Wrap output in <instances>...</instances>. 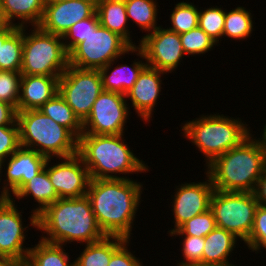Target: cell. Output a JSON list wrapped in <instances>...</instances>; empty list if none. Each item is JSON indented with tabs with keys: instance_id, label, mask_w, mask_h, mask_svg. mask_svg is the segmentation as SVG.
I'll return each mask as SVG.
<instances>
[{
	"instance_id": "cell-1",
	"label": "cell",
	"mask_w": 266,
	"mask_h": 266,
	"mask_svg": "<svg viewBox=\"0 0 266 266\" xmlns=\"http://www.w3.org/2000/svg\"><path fill=\"white\" fill-rule=\"evenodd\" d=\"M143 184L131 179H90L86 196L106 236L131 239ZM140 203V204H139Z\"/></svg>"
},
{
	"instance_id": "cell-2",
	"label": "cell",
	"mask_w": 266,
	"mask_h": 266,
	"mask_svg": "<svg viewBox=\"0 0 266 266\" xmlns=\"http://www.w3.org/2000/svg\"><path fill=\"white\" fill-rule=\"evenodd\" d=\"M42 240L60 245L71 242L89 244L106 237L92 211L89 198H59L37 215Z\"/></svg>"
},
{
	"instance_id": "cell-3",
	"label": "cell",
	"mask_w": 266,
	"mask_h": 266,
	"mask_svg": "<svg viewBox=\"0 0 266 266\" xmlns=\"http://www.w3.org/2000/svg\"><path fill=\"white\" fill-rule=\"evenodd\" d=\"M251 133L238 146L216 157L205 172L215 190L254 192L266 169V157L259 139Z\"/></svg>"
},
{
	"instance_id": "cell-4",
	"label": "cell",
	"mask_w": 266,
	"mask_h": 266,
	"mask_svg": "<svg viewBox=\"0 0 266 266\" xmlns=\"http://www.w3.org/2000/svg\"><path fill=\"white\" fill-rule=\"evenodd\" d=\"M123 136L81 134L78 154L88 169L90 179H130L126 174L150 170L147 163L128 147Z\"/></svg>"
},
{
	"instance_id": "cell-5",
	"label": "cell",
	"mask_w": 266,
	"mask_h": 266,
	"mask_svg": "<svg viewBox=\"0 0 266 266\" xmlns=\"http://www.w3.org/2000/svg\"><path fill=\"white\" fill-rule=\"evenodd\" d=\"M216 114L201 115L182 123L181 127L183 136L205 156L206 166L216 157L238 146L251 134V127H247L246 122H242L240 118Z\"/></svg>"
},
{
	"instance_id": "cell-6",
	"label": "cell",
	"mask_w": 266,
	"mask_h": 266,
	"mask_svg": "<svg viewBox=\"0 0 266 266\" xmlns=\"http://www.w3.org/2000/svg\"><path fill=\"white\" fill-rule=\"evenodd\" d=\"M21 147L47 158H62L78 153V139L40 110L18 111Z\"/></svg>"
},
{
	"instance_id": "cell-7",
	"label": "cell",
	"mask_w": 266,
	"mask_h": 266,
	"mask_svg": "<svg viewBox=\"0 0 266 266\" xmlns=\"http://www.w3.org/2000/svg\"><path fill=\"white\" fill-rule=\"evenodd\" d=\"M23 27L22 75L61 76L69 66V54L61 36L33 26Z\"/></svg>"
},
{
	"instance_id": "cell-8",
	"label": "cell",
	"mask_w": 266,
	"mask_h": 266,
	"mask_svg": "<svg viewBox=\"0 0 266 266\" xmlns=\"http://www.w3.org/2000/svg\"><path fill=\"white\" fill-rule=\"evenodd\" d=\"M258 205L253 192L215 190L210 210L217 227L229 231L245 243L250 236Z\"/></svg>"
},
{
	"instance_id": "cell-9",
	"label": "cell",
	"mask_w": 266,
	"mask_h": 266,
	"mask_svg": "<svg viewBox=\"0 0 266 266\" xmlns=\"http://www.w3.org/2000/svg\"><path fill=\"white\" fill-rule=\"evenodd\" d=\"M130 53L132 47L122 37L100 25L69 53V65L80 69H100Z\"/></svg>"
},
{
	"instance_id": "cell-10",
	"label": "cell",
	"mask_w": 266,
	"mask_h": 266,
	"mask_svg": "<svg viewBox=\"0 0 266 266\" xmlns=\"http://www.w3.org/2000/svg\"><path fill=\"white\" fill-rule=\"evenodd\" d=\"M103 86L98 69H80L69 65L60 76L58 93L83 122L102 93Z\"/></svg>"
},
{
	"instance_id": "cell-11",
	"label": "cell",
	"mask_w": 266,
	"mask_h": 266,
	"mask_svg": "<svg viewBox=\"0 0 266 266\" xmlns=\"http://www.w3.org/2000/svg\"><path fill=\"white\" fill-rule=\"evenodd\" d=\"M127 101L125 95L103 90L94 102L89 116L82 122V134H124L130 115Z\"/></svg>"
},
{
	"instance_id": "cell-12",
	"label": "cell",
	"mask_w": 266,
	"mask_h": 266,
	"mask_svg": "<svg viewBox=\"0 0 266 266\" xmlns=\"http://www.w3.org/2000/svg\"><path fill=\"white\" fill-rule=\"evenodd\" d=\"M139 42L138 47L143 51L147 65L166 73L175 71L186 55L180 34L161 25L153 32L146 33Z\"/></svg>"
},
{
	"instance_id": "cell-13",
	"label": "cell",
	"mask_w": 266,
	"mask_h": 266,
	"mask_svg": "<svg viewBox=\"0 0 266 266\" xmlns=\"http://www.w3.org/2000/svg\"><path fill=\"white\" fill-rule=\"evenodd\" d=\"M57 162L53 165L48 158L45 168L49 179L59 198H79L86 195L90 176L87 167L78 153L62 158H56ZM51 165V166H50Z\"/></svg>"
},
{
	"instance_id": "cell-14",
	"label": "cell",
	"mask_w": 266,
	"mask_h": 266,
	"mask_svg": "<svg viewBox=\"0 0 266 266\" xmlns=\"http://www.w3.org/2000/svg\"><path fill=\"white\" fill-rule=\"evenodd\" d=\"M206 177L204 182H189L179 184L175 189L172 212L174 215V228L168 234L177 230L183 223L194 216L202 214L210 209V202L215 191L210 176L204 172Z\"/></svg>"
},
{
	"instance_id": "cell-15",
	"label": "cell",
	"mask_w": 266,
	"mask_h": 266,
	"mask_svg": "<svg viewBox=\"0 0 266 266\" xmlns=\"http://www.w3.org/2000/svg\"><path fill=\"white\" fill-rule=\"evenodd\" d=\"M15 201L13 197L9 201L0 203V256L13 258L25 264L31 248L23 245L29 227L24 226L22 212L17 209Z\"/></svg>"
},
{
	"instance_id": "cell-16",
	"label": "cell",
	"mask_w": 266,
	"mask_h": 266,
	"mask_svg": "<svg viewBox=\"0 0 266 266\" xmlns=\"http://www.w3.org/2000/svg\"><path fill=\"white\" fill-rule=\"evenodd\" d=\"M96 1L45 2L44 14L38 27L44 32L63 37L71 26L96 12Z\"/></svg>"
},
{
	"instance_id": "cell-17",
	"label": "cell",
	"mask_w": 266,
	"mask_h": 266,
	"mask_svg": "<svg viewBox=\"0 0 266 266\" xmlns=\"http://www.w3.org/2000/svg\"><path fill=\"white\" fill-rule=\"evenodd\" d=\"M7 159L1 162L2 168L6 169L4 177L7 179L2 183L0 195H14L25 183L45 168L48 160L44 155L23 147Z\"/></svg>"
},
{
	"instance_id": "cell-18",
	"label": "cell",
	"mask_w": 266,
	"mask_h": 266,
	"mask_svg": "<svg viewBox=\"0 0 266 266\" xmlns=\"http://www.w3.org/2000/svg\"><path fill=\"white\" fill-rule=\"evenodd\" d=\"M167 73L161 70L146 66L138 76L133 87L126 93L125 97L132 103L137 116L142 121L150 122L152 115L154 114V107L157 103V99L161 95V77Z\"/></svg>"
},
{
	"instance_id": "cell-19",
	"label": "cell",
	"mask_w": 266,
	"mask_h": 266,
	"mask_svg": "<svg viewBox=\"0 0 266 266\" xmlns=\"http://www.w3.org/2000/svg\"><path fill=\"white\" fill-rule=\"evenodd\" d=\"M60 76L22 75L18 111L38 110L58 93Z\"/></svg>"
},
{
	"instance_id": "cell-20",
	"label": "cell",
	"mask_w": 266,
	"mask_h": 266,
	"mask_svg": "<svg viewBox=\"0 0 266 266\" xmlns=\"http://www.w3.org/2000/svg\"><path fill=\"white\" fill-rule=\"evenodd\" d=\"M132 53H135L137 56H139L141 60L138 58V61H136L135 59L130 67L127 64H119L118 66L114 67L113 64L115 61L117 62L116 59L111 61L103 68L98 69L104 91L126 95V93L133 87L138 79L139 74L147 66V62L142 61V59H145V56L139 47H132Z\"/></svg>"
},
{
	"instance_id": "cell-21",
	"label": "cell",
	"mask_w": 266,
	"mask_h": 266,
	"mask_svg": "<svg viewBox=\"0 0 266 266\" xmlns=\"http://www.w3.org/2000/svg\"><path fill=\"white\" fill-rule=\"evenodd\" d=\"M16 199H24L26 197H33L38 206L31 210L29 216L30 225L37 229V215L40 214L47 206L56 202L59 197L53 188V185L49 179L48 172L44 168L36 176L25 183L14 195Z\"/></svg>"
},
{
	"instance_id": "cell-22",
	"label": "cell",
	"mask_w": 266,
	"mask_h": 266,
	"mask_svg": "<svg viewBox=\"0 0 266 266\" xmlns=\"http://www.w3.org/2000/svg\"><path fill=\"white\" fill-rule=\"evenodd\" d=\"M96 13L101 26L118 34L131 47L139 46L130 37L125 0H97Z\"/></svg>"
},
{
	"instance_id": "cell-23",
	"label": "cell",
	"mask_w": 266,
	"mask_h": 266,
	"mask_svg": "<svg viewBox=\"0 0 266 266\" xmlns=\"http://www.w3.org/2000/svg\"><path fill=\"white\" fill-rule=\"evenodd\" d=\"M45 2V0H1L2 12L9 24L18 27L38 26L44 14ZM16 20L21 22H14Z\"/></svg>"
},
{
	"instance_id": "cell-24",
	"label": "cell",
	"mask_w": 266,
	"mask_h": 266,
	"mask_svg": "<svg viewBox=\"0 0 266 266\" xmlns=\"http://www.w3.org/2000/svg\"><path fill=\"white\" fill-rule=\"evenodd\" d=\"M23 53V27L8 24L0 30V70L20 72Z\"/></svg>"
},
{
	"instance_id": "cell-25",
	"label": "cell",
	"mask_w": 266,
	"mask_h": 266,
	"mask_svg": "<svg viewBox=\"0 0 266 266\" xmlns=\"http://www.w3.org/2000/svg\"><path fill=\"white\" fill-rule=\"evenodd\" d=\"M205 238L202 263L230 264V255L236 248L237 240L229 231L216 227Z\"/></svg>"
},
{
	"instance_id": "cell-26",
	"label": "cell",
	"mask_w": 266,
	"mask_h": 266,
	"mask_svg": "<svg viewBox=\"0 0 266 266\" xmlns=\"http://www.w3.org/2000/svg\"><path fill=\"white\" fill-rule=\"evenodd\" d=\"M64 246L49 243L40 238L38 244L31 247L25 266H76L75 260L71 259Z\"/></svg>"
},
{
	"instance_id": "cell-27",
	"label": "cell",
	"mask_w": 266,
	"mask_h": 266,
	"mask_svg": "<svg viewBox=\"0 0 266 266\" xmlns=\"http://www.w3.org/2000/svg\"><path fill=\"white\" fill-rule=\"evenodd\" d=\"M126 240L120 236H106L104 239L85 244L76 266H108L113 252Z\"/></svg>"
},
{
	"instance_id": "cell-28",
	"label": "cell",
	"mask_w": 266,
	"mask_h": 266,
	"mask_svg": "<svg viewBox=\"0 0 266 266\" xmlns=\"http://www.w3.org/2000/svg\"><path fill=\"white\" fill-rule=\"evenodd\" d=\"M38 110L52 118L59 125L67 128L77 139L83 133L82 122L59 93L51 100H48Z\"/></svg>"
},
{
	"instance_id": "cell-29",
	"label": "cell",
	"mask_w": 266,
	"mask_h": 266,
	"mask_svg": "<svg viewBox=\"0 0 266 266\" xmlns=\"http://www.w3.org/2000/svg\"><path fill=\"white\" fill-rule=\"evenodd\" d=\"M128 22L136 23L140 30L147 33L157 29L158 2L154 0H125Z\"/></svg>"
},
{
	"instance_id": "cell-30",
	"label": "cell",
	"mask_w": 266,
	"mask_h": 266,
	"mask_svg": "<svg viewBox=\"0 0 266 266\" xmlns=\"http://www.w3.org/2000/svg\"><path fill=\"white\" fill-rule=\"evenodd\" d=\"M250 11L242 6H237L229 12L225 10L223 38L229 37L239 41L249 38L254 30L253 16Z\"/></svg>"
},
{
	"instance_id": "cell-31",
	"label": "cell",
	"mask_w": 266,
	"mask_h": 266,
	"mask_svg": "<svg viewBox=\"0 0 266 266\" xmlns=\"http://www.w3.org/2000/svg\"><path fill=\"white\" fill-rule=\"evenodd\" d=\"M170 14V31L178 34L186 33L198 27L199 9L189 2H179ZM172 26V27H171Z\"/></svg>"
},
{
	"instance_id": "cell-32",
	"label": "cell",
	"mask_w": 266,
	"mask_h": 266,
	"mask_svg": "<svg viewBox=\"0 0 266 266\" xmlns=\"http://www.w3.org/2000/svg\"><path fill=\"white\" fill-rule=\"evenodd\" d=\"M205 9H199L198 27L218 44L223 38L225 10L217 6Z\"/></svg>"
},
{
	"instance_id": "cell-33",
	"label": "cell",
	"mask_w": 266,
	"mask_h": 266,
	"mask_svg": "<svg viewBox=\"0 0 266 266\" xmlns=\"http://www.w3.org/2000/svg\"><path fill=\"white\" fill-rule=\"evenodd\" d=\"M216 227L215 218L209 209L183 223L177 230L171 232L169 236L205 237Z\"/></svg>"
},
{
	"instance_id": "cell-34",
	"label": "cell",
	"mask_w": 266,
	"mask_h": 266,
	"mask_svg": "<svg viewBox=\"0 0 266 266\" xmlns=\"http://www.w3.org/2000/svg\"><path fill=\"white\" fill-rule=\"evenodd\" d=\"M180 38L183 50L185 54L189 56L203 55L211 51L213 47L217 45V43L199 27L180 34Z\"/></svg>"
},
{
	"instance_id": "cell-35",
	"label": "cell",
	"mask_w": 266,
	"mask_h": 266,
	"mask_svg": "<svg viewBox=\"0 0 266 266\" xmlns=\"http://www.w3.org/2000/svg\"><path fill=\"white\" fill-rule=\"evenodd\" d=\"M100 26L99 18L95 12L91 17L75 23L62 37L68 54L91 32ZM69 40V41H68Z\"/></svg>"
},
{
	"instance_id": "cell-36",
	"label": "cell",
	"mask_w": 266,
	"mask_h": 266,
	"mask_svg": "<svg viewBox=\"0 0 266 266\" xmlns=\"http://www.w3.org/2000/svg\"><path fill=\"white\" fill-rule=\"evenodd\" d=\"M21 72L0 70V101L14 106L18 111Z\"/></svg>"
},
{
	"instance_id": "cell-37",
	"label": "cell",
	"mask_w": 266,
	"mask_h": 266,
	"mask_svg": "<svg viewBox=\"0 0 266 266\" xmlns=\"http://www.w3.org/2000/svg\"><path fill=\"white\" fill-rule=\"evenodd\" d=\"M245 245L249 250L255 251L256 254L261 249H266V207L258 205L253 227Z\"/></svg>"
},
{
	"instance_id": "cell-38",
	"label": "cell",
	"mask_w": 266,
	"mask_h": 266,
	"mask_svg": "<svg viewBox=\"0 0 266 266\" xmlns=\"http://www.w3.org/2000/svg\"><path fill=\"white\" fill-rule=\"evenodd\" d=\"M182 237V249L183 261L176 264L177 266H186L189 264L202 263L203 247L205 243L204 237L196 236H179Z\"/></svg>"
},
{
	"instance_id": "cell-39",
	"label": "cell",
	"mask_w": 266,
	"mask_h": 266,
	"mask_svg": "<svg viewBox=\"0 0 266 266\" xmlns=\"http://www.w3.org/2000/svg\"><path fill=\"white\" fill-rule=\"evenodd\" d=\"M20 147L18 124L0 126V162L7 159Z\"/></svg>"
},
{
	"instance_id": "cell-40",
	"label": "cell",
	"mask_w": 266,
	"mask_h": 266,
	"mask_svg": "<svg viewBox=\"0 0 266 266\" xmlns=\"http://www.w3.org/2000/svg\"><path fill=\"white\" fill-rule=\"evenodd\" d=\"M130 239H126L112 254L108 266H143L140 258L131 253L128 246Z\"/></svg>"
},
{
	"instance_id": "cell-41",
	"label": "cell",
	"mask_w": 266,
	"mask_h": 266,
	"mask_svg": "<svg viewBox=\"0 0 266 266\" xmlns=\"http://www.w3.org/2000/svg\"><path fill=\"white\" fill-rule=\"evenodd\" d=\"M17 109L3 101H0V126H9L17 123Z\"/></svg>"
},
{
	"instance_id": "cell-42",
	"label": "cell",
	"mask_w": 266,
	"mask_h": 266,
	"mask_svg": "<svg viewBox=\"0 0 266 266\" xmlns=\"http://www.w3.org/2000/svg\"><path fill=\"white\" fill-rule=\"evenodd\" d=\"M253 193L258 204L266 207V169L260 176Z\"/></svg>"
},
{
	"instance_id": "cell-43",
	"label": "cell",
	"mask_w": 266,
	"mask_h": 266,
	"mask_svg": "<svg viewBox=\"0 0 266 266\" xmlns=\"http://www.w3.org/2000/svg\"><path fill=\"white\" fill-rule=\"evenodd\" d=\"M0 266H25V264L13 259V258H1Z\"/></svg>"
},
{
	"instance_id": "cell-44",
	"label": "cell",
	"mask_w": 266,
	"mask_h": 266,
	"mask_svg": "<svg viewBox=\"0 0 266 266\" xmlns=\"http://www.w3.org/2000/svg\"><path fill=\"white\" fill-rule=\"evenodd\" d=\"M2 165H1V162H0V182L2 181V178L3 177V172H5L4 170L2 171ZM12 195H0V203H3V202H6V201H9L12 199Z\"/></svg>"
},
{
	"instance_id": "cell-45",
	"label": "cell",
	"mask_w": 266,
	"mask_h": 266,
	"mask_svg": "<svg viewBox=\"0 0 266 266\" xmlns=\"http://www.w3.org/2000/svg\"><path fill=\"white\" fill-rule=\"evenodd\" d=\"M263 133H262V136H260L258 139L262 145V148H263V151H264V154H265V157H266V124L264 126V128L262 129ZM262 139V140H261Z\"/></svg>"
},
{
	"instance_id": "cell-46",
	"label": "cell",
	"mask_w": 266,
	"mask_h": 266,
	"mask_svg": "<svg viewBox=\"0 0 266 266\" xmlns=\"http://www.w3.org/2000/svg\"><path fill=\"white\" fill-rule=\"evenodd\" d=\"M186 266H237L235 264H232V262L230 264H203V263H196V264H189Z\"/></svg>"
},
{
	"instance_id": "cell-47",
	"label": "cell",
	"mask_w": 266,
	"mask_h": 266,
	"mask_svg": "<svg viewBox=\"0 0 266 266\" xmlns=\"http://www.w3.org/2000/svg\"><path fill=\"white\" fill-rule=\"evenodd\" d=\"M9 23L5 20L3 12L0 11V30L4 29Z\"/></svg>"
},
{
	"instance_id": "cell-48",
	"label": "cell",
	"mask_w": 266,
	"mask_h": 266,
	"mask_svg": "<svg viewBox=\"0 0 266 266\" xmlns=\"http://www.w3.org/2000/svg\"><path fill=\"white\" fill-rule=\"evenodd\" d=\"M46 2H59V1H68V0H45Z\"/></svg>"
},
{
	"instance_id": "cell-49",
	"label": "cell",
	"mask_w": 266,
	"mask_h": 266,
	"mask_svg": "<svg viewBox=\"0 0 266 266\" xmlns=\"http://www.w3.org/2000/svg\"><path fill=\"white\" fill-rule=\"evenodd\" d=\"M0 11H2V3H1V0H0Z\"/></svg>"
}]
</instances>
